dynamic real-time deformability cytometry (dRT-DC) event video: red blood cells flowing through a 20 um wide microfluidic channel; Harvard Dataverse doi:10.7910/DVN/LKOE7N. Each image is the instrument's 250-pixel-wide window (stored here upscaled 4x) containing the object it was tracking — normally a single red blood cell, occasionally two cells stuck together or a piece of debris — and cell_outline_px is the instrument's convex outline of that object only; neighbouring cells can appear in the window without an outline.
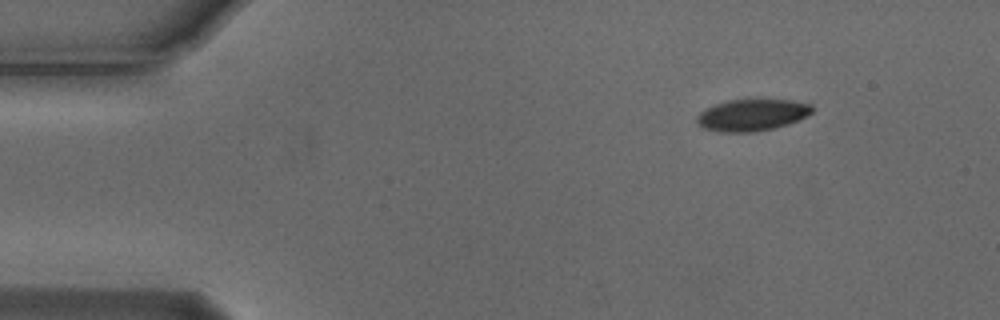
{"species": "Egyptian fruit bat (a non-hibernating species)", "species_latin": "Rousettus aegyptiacus", "temperature_condition": "cold", "stored_images_in_passage": 8, "camera_frame_rate_fps": 3000, "um_per_image_px": 0.085, "animal": {"sex": "male"}, "frame": {"image": 1, "passage_image": 1, "time_ms": 0.0, "image_size_px": [1000, 320], "cell_outline_px": [[812, 112], [808, 116], [788, 124], [756, 132], [720, 132], [704, 128], [696, 120], [696, 116], [700, 112], [716, 104], [728, 100], [792, 100], [812, 104]], "centroid_in_image_um": [63.95, 9.78], "position_along_channel_um": 21.1, "area_um2": 21.15}}
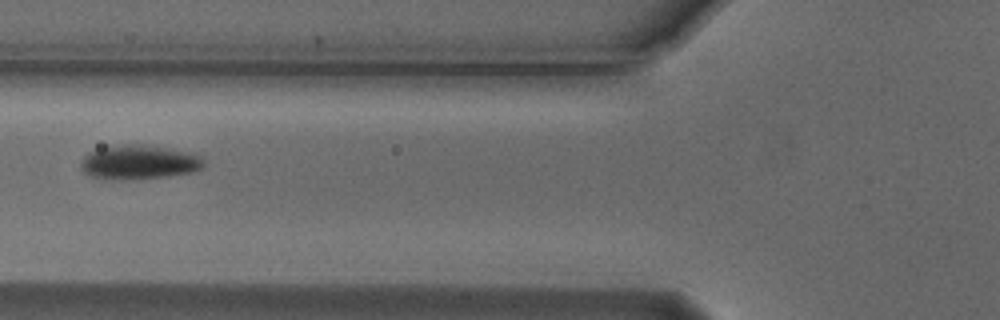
{"frame": {"image": 2, "passage_image": 5, "time_ms": 1.333, "image_size_px": [1000, 320], "cell_outline_px": [[204, 164], [200, 168], [192, 172], [168, 176], [132, 180], [92, 176], [84, 172], [80, 168], [80, 164], [84, 156], [88, 152], [100, 148], [124, 144], [136, 144], [168, 148], [192, 152], [200, 156], [204, 160]], "centroid_in_image_um": [11.83, 13.78], "position_along_channel_um": 114.0, "area_um2": 24.39}}
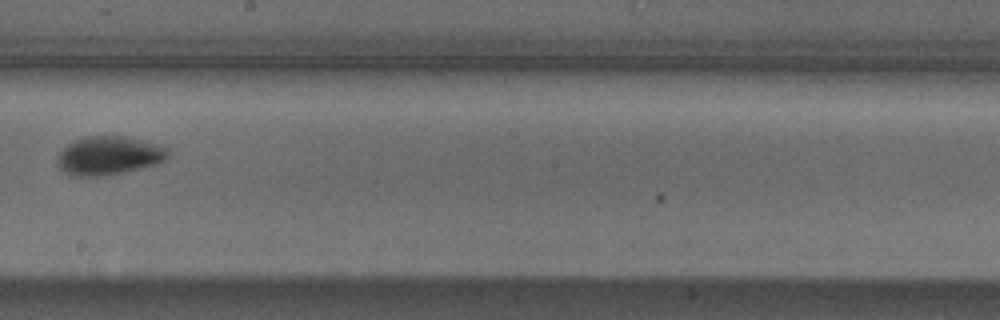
{"frame": {"image": 3, "passage_image": 8, "time_ms": 2.333, "image_size_px": [1000, 320], "cell_outline_px": [[168, 156], [160, 164], [108, 176], [72, 176], [64, 172], [56, 164], [56, 160], [60, 152], [68, 144], [76, 140], [88, 136], [124, 136], [160, 144], [168, 148]], "centroid_in_image_um": [9.28, 13.24], "position_along_channel_um": 238.9, "area_um2": 25.2}}